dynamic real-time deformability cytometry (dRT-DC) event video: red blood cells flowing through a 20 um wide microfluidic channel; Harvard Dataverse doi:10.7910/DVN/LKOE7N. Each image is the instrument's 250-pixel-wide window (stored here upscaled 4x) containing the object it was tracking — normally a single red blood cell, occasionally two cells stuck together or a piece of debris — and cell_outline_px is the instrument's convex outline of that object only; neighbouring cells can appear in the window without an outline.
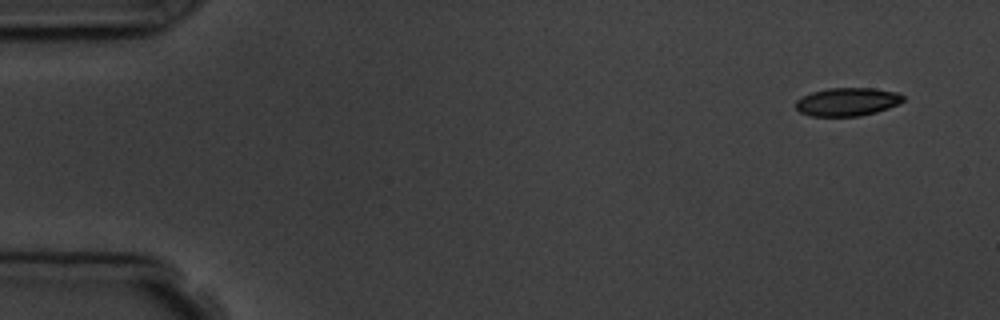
{"species": "common noctule bat (a hibernating species)", "species_latin": "Nyctalus noctula", "temperature_condition": "room temperature", "stored_images_in_passage": 8, "camera_frame_rate_fps": 3000, "um_per_image_px": 0.085, "animal": {"sex": "male", "body_mass_g": 19.5, "forearm_length_mm": 54.6}, "frame": {"image": 1, "passage_image": 1, "time_ms": 0.0, "image_size_px": [1000, 320], "cell_outline_px": [[904, 100], [900, 104], [876, 112], [860, 116], [812, 116], [800, 112], [796, 108], [796, 100], [812, 92], [828, 88], [876, 88], [900, 92], [904, 96]], "centroid_in_image_um": [72.08, 8.65], "position_along_channel_um": 12.9, "area_um2": 17.8}}
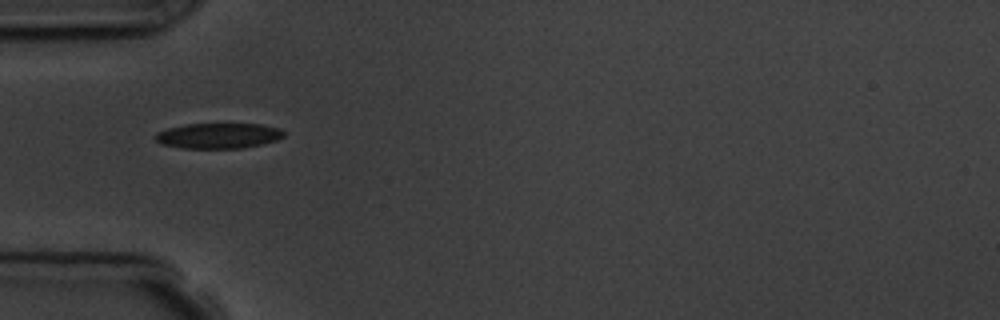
{"frame": {"image": 2, "passage_image": 5, "time_ms": 4.667, "image_size_px": [1000, 320], "cell_outline_px": [[284, 136], [276, 140], [260, 144], [240, 148], [180, 148], [160, 144], [152, 136], [156, 132], [168, 128], [184, 124], [260, 124], [280, 128], [284, 132]], "centroid_in_image_um": [18.5, 11.53], "position_along_channel_um": 66.5, "area_um2": 19.07}}